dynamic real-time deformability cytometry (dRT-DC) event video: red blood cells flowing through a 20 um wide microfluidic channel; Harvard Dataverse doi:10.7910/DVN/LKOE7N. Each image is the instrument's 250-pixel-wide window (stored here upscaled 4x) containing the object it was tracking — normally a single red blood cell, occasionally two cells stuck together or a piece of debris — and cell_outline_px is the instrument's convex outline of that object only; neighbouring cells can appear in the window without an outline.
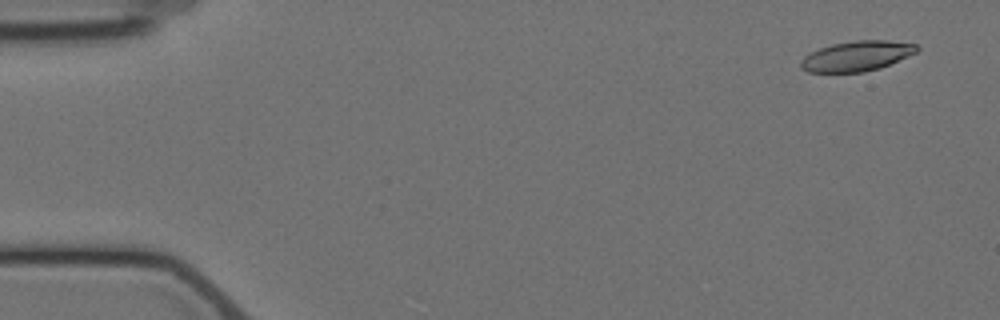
{"species": "Egyptian fruit bat (a non-hibernating species)", "species_latin": "Rousettus aegyptiacus", "temperature_condition": "cold", "stored_images_in_passage": 5, "camera_frame_rate_fps": 3000, "um_per_image_px": 0.085, "animal": {"sex": "female"}, "frame": {"image": 1, "passage_image": 1, "time_ms": 0.0, "image_size_px": [1000, 320], "cell_outline_px": [[920, 48], [916, 52], [908, 56], [880, 68], [864, 72], [808, 72], [800, 68], [800, 60], [804, 56], [820, 48], [832, 44], [856, 40], [888, 40], [916, 44]], "centroid_in_image_um": [72.81, 4.76], "position_along_channel_um": 12.2, "area_um2": 20.35}}
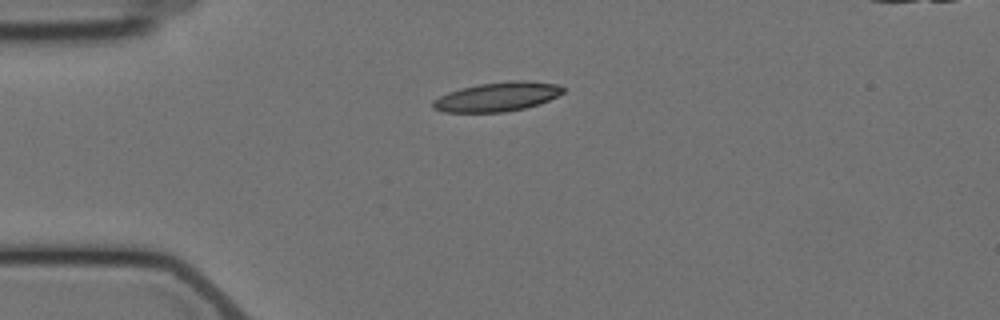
{"frame": {"image": 2, "passage_image": 4, "time_ms": 3.667, "image_size_px": [1000, 320], "cell_outline_px": [[564, 92], [540, 104], [524, 108], [504, 112], [444, 112], [432, 108], [432, 100], [448, 92], [460, 88], [480, 84], [512, 80], [524, 80], [556, 84], [564, 88]], "centroid_in_image_um": [42.24, 8.22], "position_along_channel_um": 42.8, "area_um2": 22.08}}